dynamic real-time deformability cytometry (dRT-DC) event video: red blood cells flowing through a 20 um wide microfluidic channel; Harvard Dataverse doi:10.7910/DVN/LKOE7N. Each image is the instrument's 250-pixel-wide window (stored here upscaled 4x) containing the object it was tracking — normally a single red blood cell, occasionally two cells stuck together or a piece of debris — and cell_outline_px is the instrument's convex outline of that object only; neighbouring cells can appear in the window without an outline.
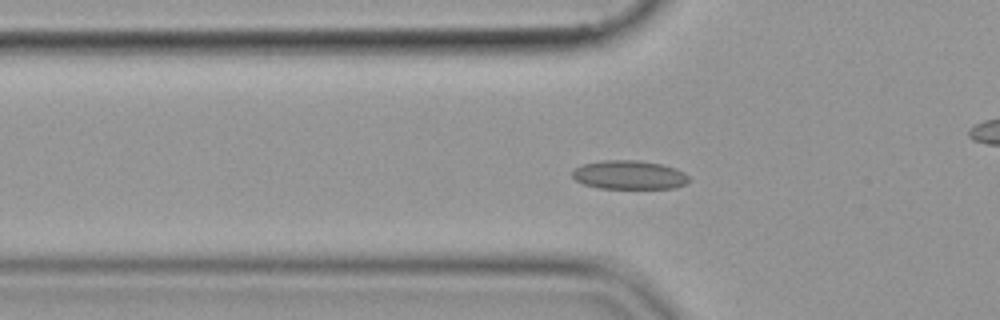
{"species": "common noctule bat (a hibernating species)", "species_latin": "Nyctalus noctula", "temperature_condition": "cold", "stored_images_in_passage": 57, "camera_frame_rate_fps": 3000, "um_per_image_px": 0.085, "animal": {"sex": "female", "body_mass_g": 19.9}, "frame": {"image": 1, "passage_image": 20, "time_ms": 6.333, "image_size_px": [1000, 320], "cell_outline_px": [[688, 184], [676, 188], [600, 188], [584, 184], [576, 180], [572, 176], [572, 172], [576, 168], [584, 164], [604, 160], [636, 160], [660, 164], [676, 168], [684, 172], [688, 176]], "centroid_in_image_um": [53.52, 14.87], "position_along_channel_um": 72.3, "area_um2": 19.48}}
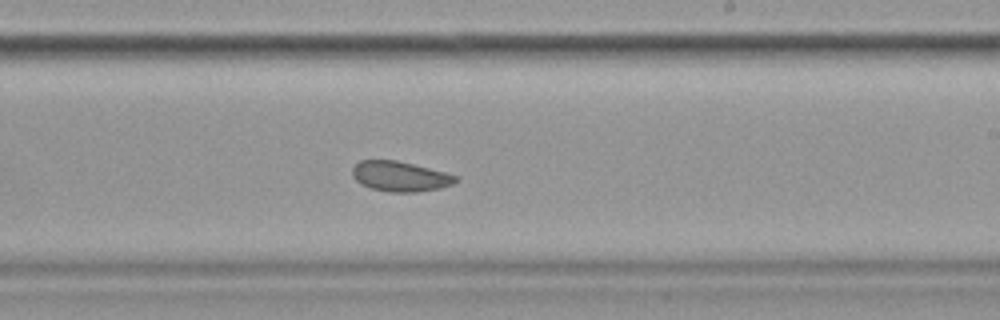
{"frame": {"image": 2, "passage_image": 35, "time_ms": 11.333, "image_size_px": [1000, 320], "cell_outline_px": [[460, 180], [452, 184], [440, 188], [416, 192], [392, 192], [372, 188], [360, 184], [352, 176], [352, 168], [360, 160], [396, 160], [460, 176]], "centroid_in_image_um": [34.02, 14.99], "position_along_channel_um": 255.0, "area_um2": 18.09}}
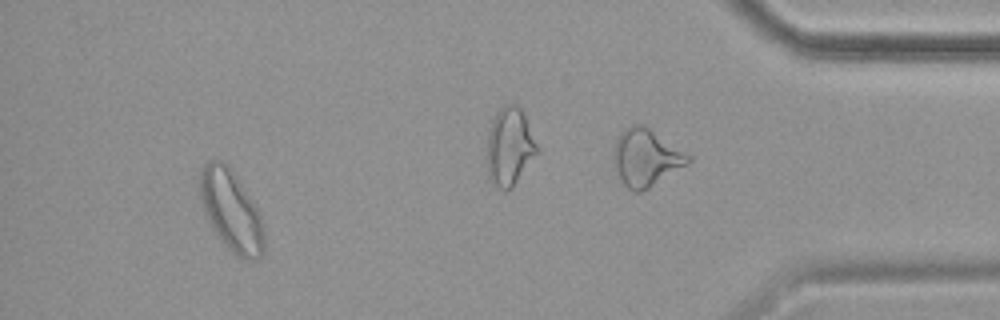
{"frame": {"image": 3, "passage_image": 53, "time_ms": 17.333, "image_size_px": [1000, 320], "cell_outline_px": [[264, 252], [260, 256], [252, 260], [244, 260], [236, 256], [220, 240], [212, 228], [208, 220], [200, 200], [200, 168], [208, 160], [220, 160], [228, 164], [232, 168], [256, 208], [260, 216], [264, 228]], "centroid_in_image_um": [19.64, 17.9], "position_along_channel_um": 415.6, "area_um2": 30.35}}